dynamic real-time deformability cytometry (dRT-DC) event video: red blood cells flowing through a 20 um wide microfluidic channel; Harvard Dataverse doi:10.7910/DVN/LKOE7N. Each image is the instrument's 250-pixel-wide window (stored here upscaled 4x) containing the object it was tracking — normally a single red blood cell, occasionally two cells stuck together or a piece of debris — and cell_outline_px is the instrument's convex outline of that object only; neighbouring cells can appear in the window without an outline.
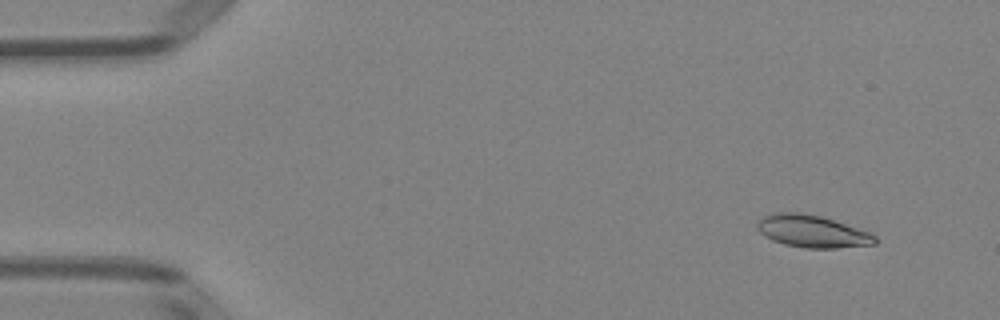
{"species": "Egyptian fruit bat (a non-hibernating species)", "species_latin": "Rousettus aegyptiacus", "temperature_condition": "room temperature", "stored_images_in_passage": 4, "camera_frame_rate_fps": 3000, "um_per_image_px": 0.085, "animal": {"sex": "female"}, "frame": {"image": 1, "passage_image": 1, "time_ms": 0.0, "image_size_px": [1000, 320], "cell_outline_px": [[876, 244], [836, 248], [804, 248], [784, 244], [772, 240], [764, 236], [756, 228], [756, 224], [764, 216], [772, 212], [804, 212], [820, 216], [872, 232], [876, 236]], "centroid_in_image_um": [69.03, 19.66], "position_along_channel_um": 16.0, "area_um2": 22.37}}
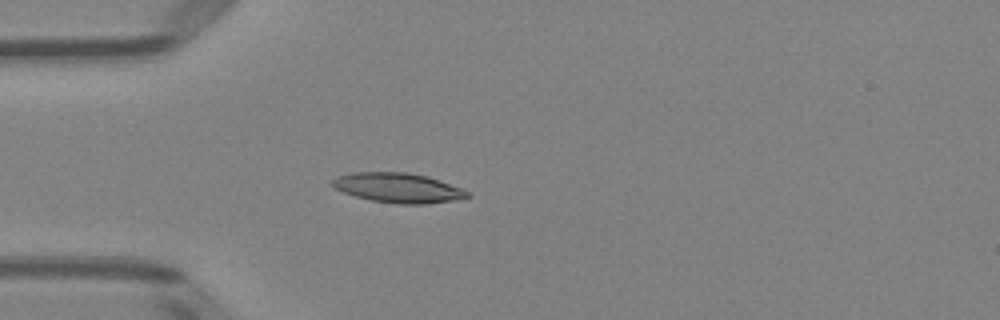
{"frame": {"image": 2, "passage_image": 4, "time_ms": 3.333, "image_size_px": [1000, 320], "cell_outline_px": [[472, 196], [452, 200], [424, 204], [396, 204], [372, 200], [356, 196], [344, 192], [328, 184], [336, 176], [352, 172], [408, 172], [428, 176], [440, 180], [472, 192]], "centroid_in_image_um": [33.84, 15.95], "position_along_channel_um": 51.2, "area_um2": 23.52}}